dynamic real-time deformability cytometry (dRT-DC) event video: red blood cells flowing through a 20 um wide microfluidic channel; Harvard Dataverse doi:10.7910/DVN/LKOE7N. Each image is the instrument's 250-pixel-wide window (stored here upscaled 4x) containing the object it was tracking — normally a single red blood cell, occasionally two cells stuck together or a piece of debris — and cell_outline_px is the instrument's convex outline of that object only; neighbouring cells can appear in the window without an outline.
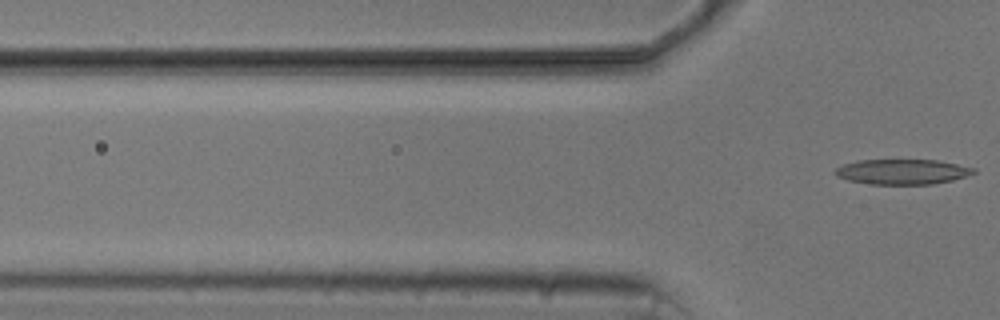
{"species": "common noctule bat (a hibernating species)", "species_latin": "Nyctalus noctula", "temperature_condition": "cold", "stored_images_in_passage": 5, "camera_frame_rate_fps": 3000, "um_per_image_px": 0.085, "animal": {"sex": "male", "body_mass_g": 20.5, "forearm_length_mm": 52.5}, "frame": {"image": 1, "passage_image": 5, "time_ms": 5.667, "image_size_px": [1000, 320], "cell_outline_px": [[976, 172], [952, 180], [932, 184], [872, 184], [848, 180], [836, 176], [832, 172], [836, 168], [844, 164], [860, 160], [936, 160], [976, 168]], "centroid_in_image_um": [76.67, 14.6], "position_along_channel_um": 49.1, "area_um2": 20.11}}